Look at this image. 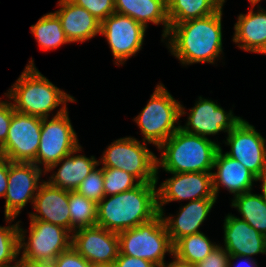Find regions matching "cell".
<instances>
[{
    "label": "cell",
    "instance_id": "obj_34",
    "mask_svg": "<svg viewBox=\"0 0 266 267\" xmlns=\"http://www.w3.org/2000/svg\"><path fill=\"white\" fill-rule=\"evenodd\" d=\"M56 267H91V263L72 246L61 252L54 260Z\"/></svg>",
    "mask_w": 266,
    "mask_h": 267
},
{
    "label": "cell",
    "instance_id": "obj_40",
    "mask_svg": "<svg viewBox=\"0 0 266 267\" xmlns=\"http://www.w3.org/2000/svg\"><path fill=\"white\" fill-rule=\"evenodd\" d=\"M173 259L172 262H169V264H166L165 262L159 266V267H197L196 264L190 263L189 261H185L178 256H176L174 253L172 254Z\"/></svg>",
    "mask_w": 266,
    "mask_h": 267
},
{
    "label": "cell",
    "instance_id": "obj_29",
    "mask_svg": "<svg viewBox=\"0 0 266 267\" xmlns=\"http://www.w3.org/2000/svg\"><path fill=\"white\" fill-rule=\"evenodd\" d=\"M71 232L97 223V204L75 191H68Z\"/></svg>",
    "mask_w": 266,
    "mask_h": 267
},
{
    "label": "cell",
    "instance_id": "obj_41",
    "mask_svg": "<svg viewBox=\"0 0 266 267\" xmlns=\"http://www.w3.org/2000/svg\"><path fill=\"white\" fill-rule=\"evenodd\" d=\"M24 267H56L54 261L47 260H21Z\"/></svg>",
    "mask_w": 266,
    "mask_h": 267
},
{
    "label": "cell",
    "instance_id": "obj_44",
    "mask_svg": "<svg viewBox=\"0 0 266 267\" xmlns=\"http://www.w3.org/2000/svg\"><path fill=\"white\" fill-rule=\"evenodd\" d=\"M252 7H255L257 3H259L261 0H249Z\"/></svg>",
    "mask_w": 266,
    "mask_h": 267
},
{
    "label": "cell",
    "instance_id": "obj_38",
    "mask_svg": "<svg viewBox=\"0 0 266 267\" xmlns=\"http://www.w3.org/2000/svg\"><path fill=\"white\" fill-rule=\"evenodd\" d=\"M9 160L0 156V197H5L8 186Z\"/></svg>",
    "mask_w": 266,
    "mask_h": 267
},
{
    "label": "cell",
    "instance_id": "obj_19",
    "mask_svg": "<svg viewBox=\"0 0 266 267\" xmlns=\"http://www.w3.org/2000/svg\"><path fill=\"white\" fill-rule=\"evenodd\" d=\"M212 172L213 191L217 198L219 186H224L234 197L252 190L254 181H260L253 173L236 159L223 154L221 147L216 153Z\"/></svg>",
    "mask_w": 266,
    "mask_h": 267
},
{
    "label": "cell",
    "instance_id": "obj_36",
    "mask_svg": "<svg viewBox=\"0 0 266 267\" xmlns=\"http://www.w3.org/2000/svg\"><path fill=\"white\" fill-rule=\"evenodd\" d=\"M14 111L11 102L0 101V147L6 142Z\"/></svg>",
    "mask_w": 266,
    "mask_h": 267
},
{
    "label": "cell",
    "instance_id": "obj_15",
    "mask_svg": "<svg viewBox=\"0 0 266 267\" xmlns=\"http://www.w3.org/2000/svg\"><path fill=\"white\" fill-rule=\"evenodd\" d=\"M72 247L91 264L112 266L119 255L118 233L94 226L72 234Z\"/></svg>",
    "mask_w": 266,
    "mask_h": 267
},
{
    "label": "cell",
    "instance_id": "obj_46",
    "mask_svg": "<svg viewBox=\"0 0 266 267\" xmlns=\"http://www.w3.org/2000/svg\"><path fill=\"white\" fill-rule=\"evenodd\" d=\"M265 197H266V183H265ZM265 241H266V235H265Z\"/></svg>",
    "mask_w": 266,
    "mask_h": 267
},
{
    "label": "cell",
    "instance_id": "obj_31",
    "mask_svg": "<svg viewBox=\"0 0 266 267\" xmlns=\"http://www.w3.org/2000/svg\"><path fill=\"white\" fill-rule=\"evenodd\" d=\"M105 196L114 195L134 189L140 183L131 174L117 168H103Z\"/></svg>",
    "mask_w": 266,
    "mask_h": 267
},
{
    "label": "cell",
    "instance_id": "obj_27",
    "mask_svg": "<svg viewBox=\"0 0 266 267\" xmlns=\"http://www.w3.org/2000/svg\"><path fill=\"white\" fill-rule=\"evenodd\" d=\"M30 30L40 48L45 51L70 43L66 38L60 19L52 12L43 15L35 25H31Z\"/></svg>",
    "mask_w": 266,
    "mask_h": 267
},
{
    "label": "cell",
    "instance_id": "obj_42",
    "mask_svg": "<svg viewBox=\"0 0 266 267\" xmlns=\"http://www.w3.org/2000/svg\"><path fill=\"white\" fill-rule=\"evenodd\" d=\"M2 267H24L23 262L19 259L17 260V262L15 263V265H7V266H2Z\"/></svg>",
    "mask_w": 266,
    "mask_h": 267
},
{
    "label": "cell",
    "instance_id": "obj_43",
    "mask_svg": "<svg viewBox=\"0 0 266 267\" xmlns=\"http://www.w3.org/2000/svg\"><path fill=\"white\" fill-rule=\"evenodd\" d=\"M257 53L266 54V42L264 46Z\"/></svg>",
    "mask_w": 266,
    "mask_h": 267
},
{
    "label": "cell",
    "instance_id": "obj_33",
    "mask_svg": "<svg viewBox=\"0 0 266 267\" xmlns=\"http://www.w3.org/2000/svg\"><path fill=\"white\" fill-rule=\"evenodd\" d=\"M78 6L85 8L100 22L105 20L109 15L115 13L114 0H71Z\"/></svg>",
    "mask_w": 266,
    "mask_h": 267
},
{
    "label": "cell",
    "instance_id": "obj_13",
    "mask_svg": "<svg viewBox=\"0 0 266 267\" xmlns=\"http://www.w3.org/2000/svg\"><path fill=\"white\" fill-rule=\"evenodd\" d=\"M44 172L34 163L11 162L9 160L8 186L5 194V218L10 223L19 215L28 201H33L41 185ZM36 192V193H35Z\"/></svg>",
    "mask_w": 266,
    "mask_h": 267
},
{
    "label": "cell",
    "instance_id": "obj_20",
    "mask_svg": "<svg viewBox=\"0 0 266 267\" xmlns=\"http://www.w3.org/2000/svg\"><path fill=\"white\" fill-rule=\"evenodd\" d=\"M58 11L54 13L61 21L68 41L85 42L100 33L101 22L85 8L76 5L71 0H59Z\"/></svg>",
    "mask_w": 266,
    "mask_h": 267
},
{
    "label": "cell",
    "instance_id": "obj_32",
    "mask_svg": "<svg viewBox=\"0 0 266 267\" xmlns=\"http://www.w3.org/2000/svg\"><path fill=\"white\" fill-rule=\"evenodd\" d=\"M103 183V167L99 169L95 167L80 183L76 191L98 204L105 196Z\"/></svg>",
    "mask_w": 266,
    "mask_h": 267
},
{
    "label": "cell",
    "instance_id": "obj_1",
    "mask_svg": "<svg viewBox=\"0 0 266 267\" xmlns=\"http://www.w3.org/2000/svg\"><path fill=\"white\" fill-rule=\"evenodd\" d=\"M222 7L214 14L170 25L168 49L181 64L211 63L222 51ZM170 40V41H169Z\"/></svg>",
    "mask_w": 266,
    "mask_h": 267
},
{
    "label": "cell",
    "instance_id": "obj_2",
    "mask_svg": "<svg viewBox=\"0 0 266 267\" xmlns=\"http://www.w3.org/2000/svg\"><path fill=\"white\" fill-rule=\"evenodd\" d=\"M156 185L140 183L109 199L104 196L97 204L96 226L120 233L155 218L159 214Z\"/></svg>",
    "mask_w": 266,
    "mask_h": 267
},
{
    "label": "cell",
    "instance_id": "obj_35",
    "mask_svg": "<svg viewBox=\"0 0 266 267\" xmlns=\"http://www.w3.org/2000/svg\"><path fill=\"white\" fill-rule=\"evenodd\" d=\"M230 255L222 246L218 245L197 267H229Z\"/></svg>",
    "mask_w": 266,
    "mask_h": 267
},
{
    "label": "cell",
    "instance_id": "obj_16",
    "mask_svg": "<svg viewBox=\"0 0 266 267\" xmlns=\"http://www.w3.org/2000/svg\"><path fill=\"white\" fill-rule=\"evenodd\" d=\"M195 106L190 109L188 120L185 126L180 128L190 134L207 137L221 131L229 133L241 120V117L234 116L232 110L224 111L217 102L198 98Z\"/></svg>",
    "mask_w": 266,
    "mask_h": 267
},
{
    "label": "cell",
    "instance_id": "obj_4",
    "mask_svg": "<svg viewBox=\"0 0 266 267\" xmlns=\"http://www.w3.org/2000/svg\"><path fill=\"white\" fill-rule=\"evenodd\" d=\"M5 95L14 100L15 111L41 118L50 116L48 113L60 105L66 107V102L76 101L43 76L36 69L33 59Z\"/></svg>",
    "mask_w": 266,
    "mask_h": 267
},
{
    "label": "cell",
    "instance_id": "obj_39",
    "mask_svg": "<svg viewBox=\"0 0 266 267\" xmlns=\"http://www.w3.org/2000/svg\"><path fill=\"white\" fill-rule=\"evenodd\" d=\"M238 258H245L244 260L242 259V261L236 266V267H258L257 266V262L251 257H247L246 256H235V255H232L230 256V259H229V267H235L231 262L232 260H237ZM253 259V260H252ZM243 263V265H242Z\"/></svg>",
    "mask_w": 266,
    "mask_h": 267
},
{
    "label": "cell",
    "instance_id": "obj_25",
    "mask_svg": "<svg viewBox=\"0 0 266 267\" xmlns=\"http://www.w3.org/2000/svg\"><path fill=\"white\" fill-rule=\"evenodd\" d=\"M262 194H252L251 191L237 195L232 200V207L237 208L251 227L260 234L266 235V197L265 183H262Z\"/></svg>",
    "mask_w": 266,
    "mask_h": 267
},
{
    "label": "cell",
    "instance_id": "obj_17",
    "mask_svg": "<svg viewBox=\"0 0 266 267\" xmlns=\"http://www.w3.org/2000/svg\"><path fill=\"white\" fill-rule=\"evenodd\" d=\"M42 182L33 201V208L40 215L30 213V219L56 224L71 232L68 190L52 186L48 181Z\"/></svg>",
    "mask_w": 266,
    "mask_h": 267
},
{
    "label": "cell",
    "instance_id": "obj_45",
    "mask_svg": "<svg viewBox=\"0 0 266 267\" xmlns=\"http://www.w3.org/2000/svg\"><path fill=\"white\" fill-rule=\"evenodd\" d=\"M91 267H112L109 265H101V264H91Z\"/></svg>",
    "mask_w": 266,
    "mask_h": 267
},
{
    "label": "cell",
    "instance_id": "obj_18",
    "mask_svg": "<svg viewBox=\"0 0 266 267\" xmlns=\"http://www.w3.org/2000/svg\"><path fill=\"white\" fill-rule=\"evenodd\" d=\"M224 245L229 255L251 257L266 254L265 236L245 220L228 214L224 219Z\"/></svg>",
    "mask_w": 266,
    "mask_h": 267
},
{
    "label": "cell",
    "instance_id": "obj_37",
    "mask_svg": "<svg viewBox=\"0 0 266 267\" xmlns=\"http://www.w3.org/2000/svg\"><path fill=\"white\" fill-rule=\"evenodd\" d=\"M112 267H158L153 262L128 255L121 254L119 252L118 257L113 263Z\"/></svg>",
    "mask_w": 266,
    "mask_h": 267
},
{
    "label": "cell",
    "instance_id": "obj_24",
    "mask_svg": "<svg viewBox=\"0 0 266 267\" xmlns=\"http://www.w3.org/2000/svg\"><path fill=\"white\" fill-rule=\"evenodd\" d=\"M252 9L238 16L233 42L245 51L257 53L266 42V11L261 8L253 12Z\"/></svg>",
    "mask_w": 266,
    "mask_h": 267
},
{
    "label": "cell",
    "instance_id": "obj_26",
    "mask_svg": "<svg viewBox=\"0 0 266 267\" xmlns=\"http://www.w3.org/2000/svg\"><path fill=\"white\" fill-rule=\"evenodd\" d=\"M170 25L202 18L223 7V0H167Z\"/></svg>",
    "mask_w": 266,
    "mask_h": 267
},
{
    "label": "cell",
    "instance_id": "obj_6",
    "mask_svg": "<svg viewBox=\"0 0 266 267\" xmlns=\"http://www.w3.org/2000/svg\"><path fill=\"white\" fill-rule=\"evenodd\" d=\"M120 253L153 262L158 267L164 263L165 253L173 254V244L162 214L137 227L118 233Z\"/></svg>",
    "mask_w": 266,
    "mask_h": 267
},
{
    "label": "cell",
    "instance_id": "obj_22",
    "mask_svg": "<svg viewBox=\"0 0 266 267\" xmlns=\"http://www.w3.org/2000/svg\"><path fill=\"white\" fill-rule=\"evenodd\" d=\"M81 151L79 145L68 156L63 157L56 164H53L46 172H50L55 167L62 163L57 173L53 174L48 182L55 187H59L63 190L75 191L80 183L93 171V169L99 166V161L94 156L91 158L85 155H74Z\"/></svg>",
    "mask_w": 266,
    "mask_h": 267
},
{
    "label": "cell",
    "instance_id": "obj_11",
    "mask_svg": "<svg viewBox=\"0 0 266 267\" xmlns=\"http://www.w3.org/2000/svg\"><path fill=\"white\" fill-rule=\"evenodd\" d=\"M42 118L14 111L0 156L11 162L34 163L39 149Z\"/></svg>",
    "mask_w": 266,
    "mask_h": 267
},
{
    "label": "cell",
    "instance_id": "obj_10",
    "mask_svg": "<svg viewBox=\"0 0 266 267\" xmlns=\"http://www.w3.org/2000/svg\"><path fill=\"white\" fill-rule=\"evenodd\" d=\"M227 134L225 144L231 150L225 154L240 162L262 183H266V140L244 119Z\"/></svg>",
    "mask_w": 266,
    "mask_h": 267
},
{
    "label": "cell",
    "instance_id": "obj_28",
    "mask_svg": "<svg viewBox=\"0 0 266 267\" xmlns=\"http://www.w3.org/2000/svg\"><path fill=\"white\" fill-rule=\"evenodd\" d=\"M218 245L200 232L182 237L173 245V253L179 258L197 264L204 260Z\"/></svg>",
    "mask_w": 266,
    "mask_h": 267
},
{
    "label": "cell",
    "instance_id": "obj_21",
    "mask_svg": "<svg viewBox=\"0 0 266 267\" xmlns=\"http://www.w3.org/2000/svg\"><path fill=\"white\" fill-rule=\"evenodd\" d=\"M217 198H203L190 201L188 204L180 208L177 217L164 216L163 221L166 225L170 240L174 245L184 236L200 233L198 228L206 219L208 213L212 209Z\"/></svg>",
    "mask_w": 266,
    "mask_h": 267
},
{
    "label": "cell",
    "instance_id": "obj_8",
    "mask_svg": "<svg viewBox=\"0 0 266 267\" xmlns=\"http://www.w3.org/2000/svg\"><path fill=\"white\" fill-rule=\"evenodd\" d=\"M67 107L60 108L51 120L42 118L39 149L34 164L44 166V173L63 157L68 156L78 146ZM39 164V165H38Z\"/></svg>",
    "mask_w": 266,
    "mask_h": 267
},
{
    "label": "cell",
    "instance_id": "obj_5",
    "mask_svg": "<svg viewBox=\"0 0 266 267\" xmlns=\"http://www.w3.org/2000/svg\"><path fill=\"white\" fill-rule=\"evenodd\" d=\"M184 114V107L160 83L134 121L143 134V142L158 148L180 128V124L175 126V123Z\"/></svg>",
    "mask_w": 266,
    "mask_h": 267
},
{
    "label": "cell",
    "instance_id": "obj_23",
    "mask_svg": "<svg viewBox=\"0 0 266 267\" xmlns=\"http://www.w3.org/2000/svg\"><path fill=\"white\" fill-rule=\"evenodd\" d=\"M115 13L129 16L147 28V23L164 25L163 38L166 39L170 22L167 0H114Z\"/></svg>",
    "mask_w": 266,
    "mask_h": 267
},
{
    "label": "cell",
    "instance_id": "obj_12",
    "mask_svg": "<svg viewBox=\"0 0 266 267\" xmlns=\"http://www.w3.org/2000/svg\"><path fill=\"white\" fill-rule=\"evenodd\" d=\"M146 28L129 16L113 13L101 22L100 34L106 37L116 65L141 50Z\"/></svg>",
    "mask_w": 266,
    "mask_h": 267
},
{
    "label": "cell",
    "instance_id": "obj_3",
    "mask_svg": "<svg viewBox=\"0 0 266 267\" xmlns=\"http://www.w3.org/2000/svg\"><path fill=\"white\" fill-rule=\"evenodd\" d=\"M219 148L220 145L211 139L179 128L158 147L162 153L161 158H157V175L159 167L167 173H212Z\"/></svg>",
    "mask_w": 266,
    "mask_h": 267
},
{
    "label": "cell",
    "instance_id": "obj_7",
    "mask_svg": "<svg viewBox=\"0 0 266 267\" xmlns=\"http://www.w3.org/2000/svg\"><path fill=\"white\" fill-rule=\"evenodd\" d=\"M136 138L124 137L104 150L103 168H117L134 176L139 183H157V157Z\"/></svg>",
    "mask_w": 266,
    "mask_h": 267
},
{
    "label": "cell",
    "instance_id": "obj_30",
    "mask_svg": "<svg viewBox=\"0 0 266 267\" xmlns=\"http://www.w3.org/2000/svg\"><path fill=\"white\" fill-rule=\"evenodd\" d=\"M19 222L2 227L0 226V267L17 261L19 251Z\"/></svg>",
    "mask_w": 266,
    "mask_h": 267
},
{
    "label": "cell",
    "instance_id": "obj_14",
    "mask_svg": "<svg viewBox=\"0 0 266 267\" xmlns=\"http://www.w3.org/2000/svg\"><path fill=\"white\" fill-rule=\"evenodd\" d=\"M171 174L173 176L163 181L157 189L159 212H163V206L172 201L216 198L213 191L212 173L189 172Z\"/></svg>",
    "mask_w": 266,
    "mask_h": 267
},
{
    "label": "cell",
    "instance_id": "obj_9",
    "mask_svg": "<svg viewBox=\"0 0 266 267\" xmlns=\"http://www.w3.org/2000/svg\"><path fill=\"white\" fill-rule=\"evenodd\" d=\"M29 229L28 242L25 243L26 231L19 225V251L24 249L20 260L54 261L72 246L71 232L62 226L30 219Z\"/></svg>",
    "mask_w": 266,
    "mask_h": 267
}]
</instances>
